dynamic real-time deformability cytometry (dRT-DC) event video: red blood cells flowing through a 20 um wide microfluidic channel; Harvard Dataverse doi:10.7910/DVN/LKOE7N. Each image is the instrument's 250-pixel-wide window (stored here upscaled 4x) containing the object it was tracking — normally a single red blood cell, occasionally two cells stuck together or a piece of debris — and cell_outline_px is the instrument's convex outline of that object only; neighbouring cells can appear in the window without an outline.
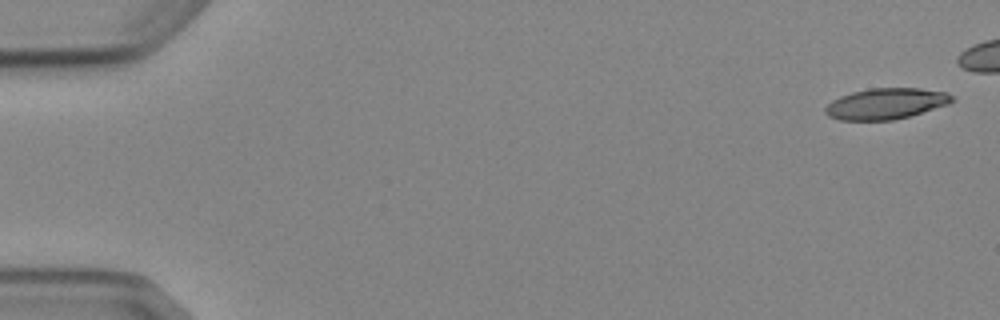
{"species": "Egyptian fruit bat (a non-hibernating species)", "species_latin": "Rousettus aegyptiacus", "temperature_condition": "cold", "stored_images_in_passage": 6, "camera_frame_rate_fps": 3000, "um_per_image_px": 0.085, "animal": {"sex": "female"}, "frame": {"image": 1, "passage_image": 1, "time_ms": 0.0, "image_size_px": [1000, 320], "cell_outline_px": [[956, 100], [948, 104], [908, 116], [892, 120], [840, 120], [828, 116], [824, 112], [824, 108], [832, 100], [840, 96], [852, 92], [868, 88], [920, 88], [948, 92]], "centroid_in_image_um": [75.29, 8.8], "position_along_channel_um": 9.7, "area_um2": 22.89}}
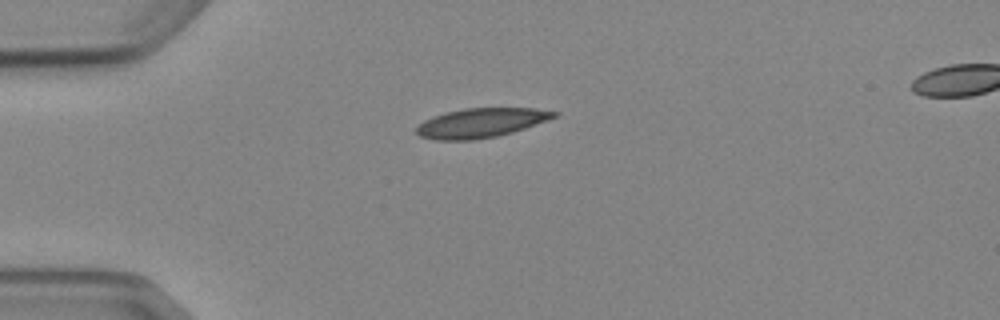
{"frame": {"image": 2, "passage_image": 6, "time_ms": 6.0, "image_size_px": [1000, 320], "cell_outline_px": [[560, 112], [556, 116], [548, 120], [512, 132], [496, 136], [472, 140], [436, 140], [420, 136], [416, 132], [416, 128], [424, 120], [432, 116], [444, 112], [464, 108], [536, 108]], "centroid_in_image_um": [40.87, 10.43], "position_along_channel_um": 44.1, "area_um2": 23.52}}